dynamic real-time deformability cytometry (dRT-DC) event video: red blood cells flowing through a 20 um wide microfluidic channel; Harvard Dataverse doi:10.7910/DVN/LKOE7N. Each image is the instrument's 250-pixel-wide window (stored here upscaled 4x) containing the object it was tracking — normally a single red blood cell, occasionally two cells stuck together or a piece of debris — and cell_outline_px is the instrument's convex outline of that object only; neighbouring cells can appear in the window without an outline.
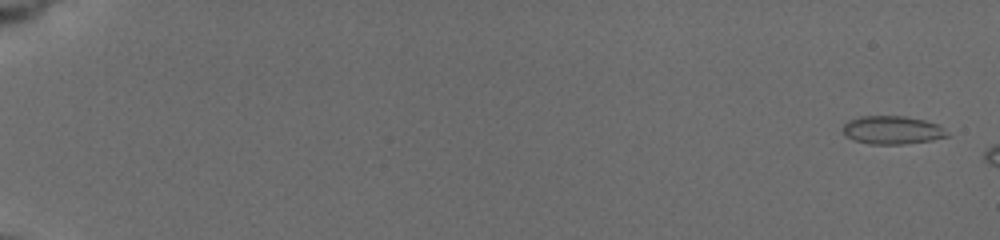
{"species": "common noctule bat (a hibernating species)", "species_latin": "Nyctalus noctula", "temperature_condition": "cold", "stored_images_in_passage": 52, "camera_frame_rate_fps": 3000, "um_per_image_px": 0.085, "animal": {"sex": "female", "body_mass_g": 19.5, "forearm_length_mm": 54.1}, "frame": {"image": 1, "passage_image": 2, "time_ms": 0.333, "image_size_px": [1000, 240], "cell_outline_px": [[948, 136], [932, 140], [900, 144], [868, 144], [852, 140], [844, 136], [844, 124], [848, 120], [860, 116], [904, 116], [924, 120], [936, 124], [948, 132]], "centroid_in_image_um": [75.79, 11.06], "position_along_channel_um": 9.2, "area_um2": 17.11}}
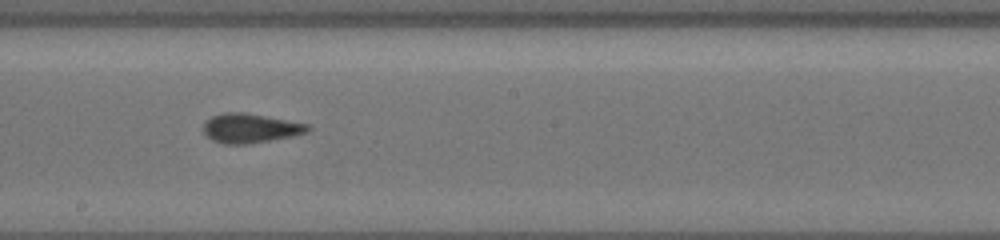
{"frame": {"image": 2, "passage_image": 33, "time_ms": 11.333, "image_size_px": [1000, 240], "cell_outline_px": [[312, 128], [304, 132], [288, 136], [268, 140], [244, 144], [224, 144], [212, 140], [204, 132], [204, 124], [212, 116], [224, 112], [244, 112], [308, 124]], "centroid_in_image_um": [21.23, 10.88], "position_along_channel_um": 227.0, "area_um2": 17.34}}
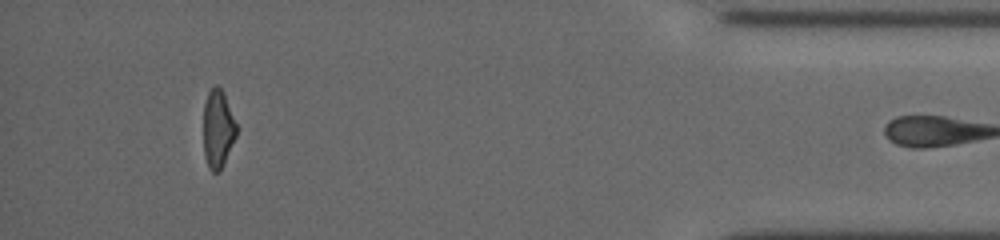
{"frame": {"image": 3, "passage_image": 51, "time_ms": 17.667, "image_size_px": [1000, 240], "cell_outline_px": [[240, 128], [220, 172], [212, 172], [208, 168], [204, 152], [204, 104], [208, 92], [216, 84], [224, 92]], "centroid_in_image_um": [18.56, 10.95], "position_along_channel_um": 416.6, "area_um2": 15.43}}